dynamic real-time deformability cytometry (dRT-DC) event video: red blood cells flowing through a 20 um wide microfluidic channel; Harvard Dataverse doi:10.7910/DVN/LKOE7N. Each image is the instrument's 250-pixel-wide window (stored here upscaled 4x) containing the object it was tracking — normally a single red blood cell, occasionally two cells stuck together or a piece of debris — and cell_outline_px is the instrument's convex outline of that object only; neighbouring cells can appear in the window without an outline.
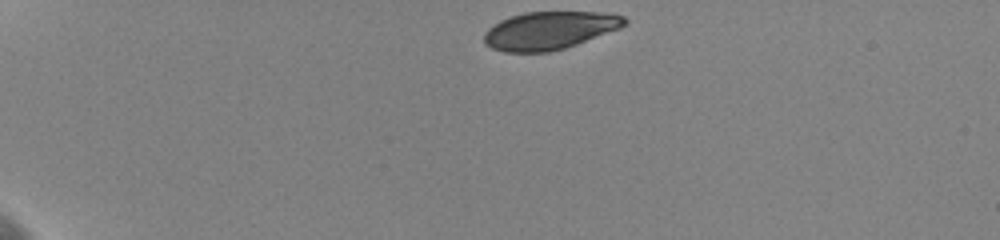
{"species": "human", "species_latin": "Homo sapiens", "temperature_condition": "cold", "stored_images_in_passage": 11, "camera_frame_rate_fps": 3000, "um_per_image_px": 0.085, "donor": {"sex": "female"}, "frame": {"image": 1, "passage_image": 1, "time_ms": 0.0, "image_size_px": [1000, 240], "cell_outline_px": [[628, 24], [620, 28], [576, 44], [564, 48], [548, 52], [504, 52], [492, 48], [484, 44], [484, 32], [488, 28], [500, 20], [524, 12], [596, 12], [624, 16], [628, 20]], "centroid_in_image_um": [46.68, 2.59], "position_along_channel_um": 38.3, "area_um2": 30.92}}
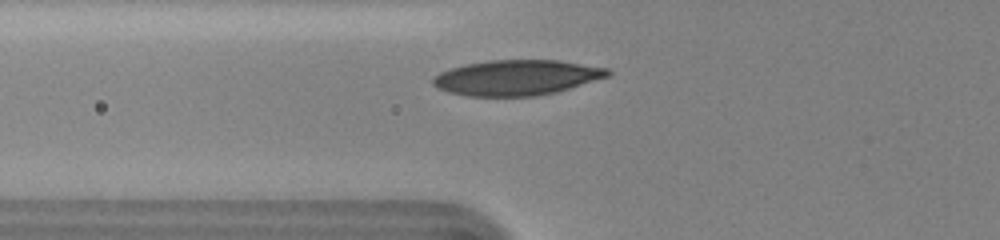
{"frame": {"image": 2, "passage_image": 8, "time_ms": 3.333, "image_size_px": [1000, 240], "cell_outline_px": [[612, 72], [608, 76], [556, 92], [536, 96], [468, 96], [448, 92], [436, 88], [432, 84], [432, 76], [448, 68], [464, 64], [488, 60], [560, 60], [608, 68]], "centroid_in_image_um": [43.86, 6.59], "position_along_channel_um": 81.9, "area_um2": 36.18}}